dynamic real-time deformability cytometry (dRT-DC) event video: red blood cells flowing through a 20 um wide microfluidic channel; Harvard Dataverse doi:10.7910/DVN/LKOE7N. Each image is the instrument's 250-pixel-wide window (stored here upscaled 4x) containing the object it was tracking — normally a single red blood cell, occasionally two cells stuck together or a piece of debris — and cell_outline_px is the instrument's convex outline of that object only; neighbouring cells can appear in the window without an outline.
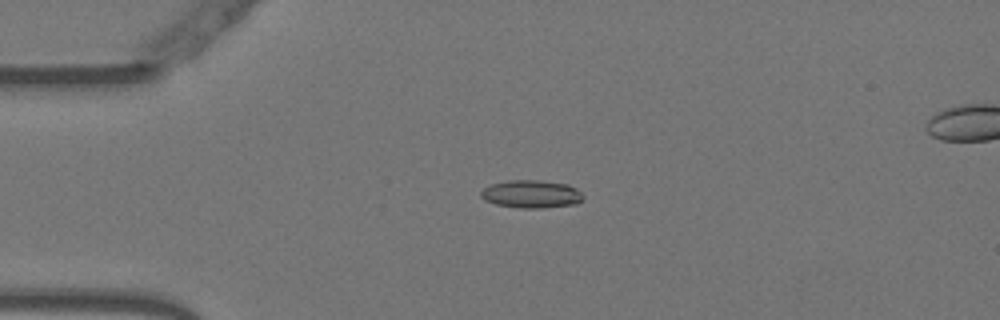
{"species": "Egyptian fruit bat (a non-hibernating species)", "species_latin": "Rousettus aegyptiacus", "temperature_condition": "warm", "stored_images_in_passage": 35, "camera_frame_rate_fps": 3000, "um_per_image_px": 0.085, "animal": {"sex": "female"}, "frame": {"image": 1, "passage_image": 1, "time_ms": 0.0, "image_size_px": [1000, 320], "cell_outline_px": [[584, 196], [576, 204], [544, 208], [520, 208], [496, 204], [484, 200], [480, 196], [480, 192], [484, 188], [492, 184], [508, 180], [536, 180], [568, 184], [576, 188]], "centroid_in_image_um": [45.15, 16.5], "position_along_channel_um": 39.8, "area_um2": 16.59}}
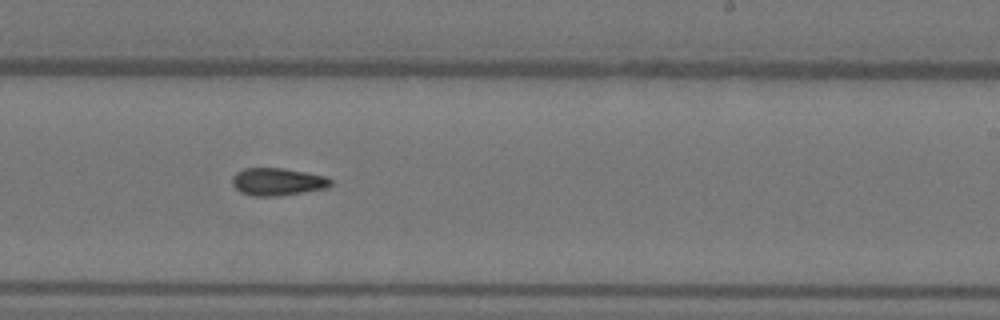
{"frame": {"image": 2, "passage_image": 21, "time_ms": 6.667, "image_size_px": [1000, 320], "cell_outline_px": [[332, 184], [328, 188], [276, 196], [252, 196], [240, 192], [232, 184], [232, 176], [236, 172], [244, 168], [284, 168], [324, 176], [332, 180]], "centroid_in_image_um": [23.56, 15.44], "position_along_channel_um": 265.4, "area_um2": 15.78}}
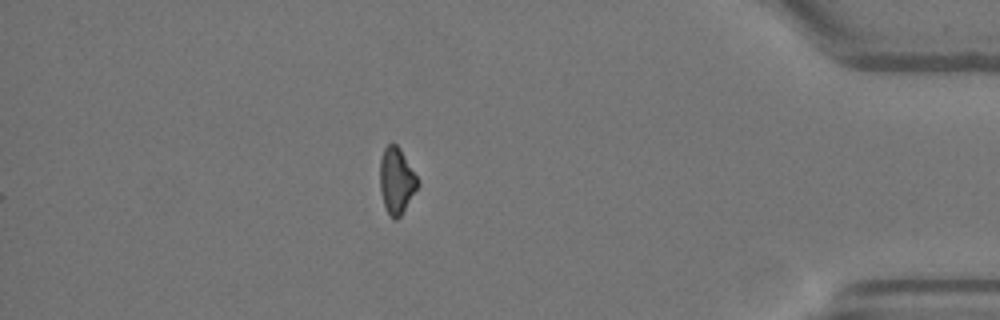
{"frame": {"image": 3, "passage_image": 35, "time_ms": 11.333, "image_size_px": [1000, 320], "cell_outline_px": [[420, 184], [400, 216], [396, 220], [392, 220], [388, 216], [380, 192], [380, 160], [384, 148], [392, 140], [400, 148], [416, 176]], "centroid_in_image_um": [33.68, 15.36], "position_along_channel_um": 401.5, "area_um2": 14.62}, "authors_computed_cell_mechanics": {"area_um2": 15.7216, "velocity_mm_per_s": 3.7895, "shape_relaxation_time_tau1_ms": null, "shape_relaxation_time_tau2_ms": 6.1505, "deformation_change_tau1": null, "deformation_change_tau2": 0.1248}}